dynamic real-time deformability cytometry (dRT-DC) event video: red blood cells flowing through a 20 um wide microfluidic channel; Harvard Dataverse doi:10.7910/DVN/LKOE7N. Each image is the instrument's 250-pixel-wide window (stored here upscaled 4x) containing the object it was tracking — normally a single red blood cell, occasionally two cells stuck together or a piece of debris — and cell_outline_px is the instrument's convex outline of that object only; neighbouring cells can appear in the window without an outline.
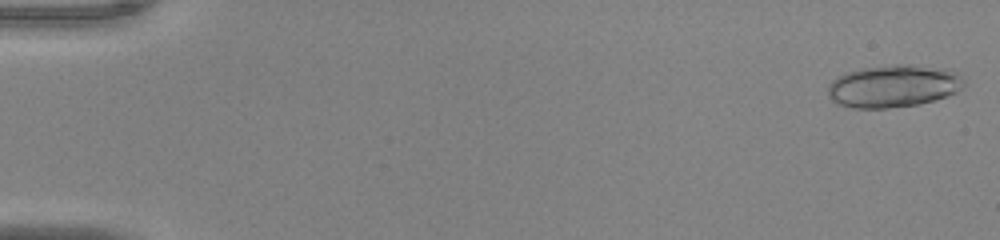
{"species": "common noctule bat (a hibernating species)", "species_latin": "Nyctalus noctula", "temperature_condition": "warm", "stored_images_in_passage": 26, "camera_frame_rate_fps": 3000, "um_per_image_px": 0.085, "animal": {"sex": "male", "body_mass_g": 20.0, "forearm_length_mm": 53.3}, "frame": {"image": 1, "passage_image": 1, "time_ms": 0.0, "image_size_px": [1000, 240], "cell_outline_px": [[964, 84], [956, 92], [948, 96], [936, 100], [920, 104], [888, 108], [852, 108], [840, 104], [832, 100], [828, 96], [828, 84], [836, 76], [848, 72], [864, 68], [896, 64], [908, 64], [944, 68], [952, 72], [964, 80]], "centroid_in_image_um": [75.91, 7.32], "position_along_channel_um": 9.1, "area_um2": 33.58}}